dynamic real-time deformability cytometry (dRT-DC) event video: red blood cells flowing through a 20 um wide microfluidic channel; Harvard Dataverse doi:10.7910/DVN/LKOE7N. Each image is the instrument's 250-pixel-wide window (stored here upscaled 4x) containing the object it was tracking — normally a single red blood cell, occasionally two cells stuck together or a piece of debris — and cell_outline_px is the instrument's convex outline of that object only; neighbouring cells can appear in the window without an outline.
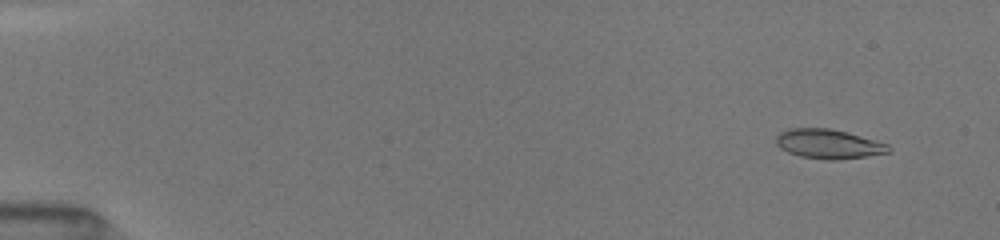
{"species": "common noctule bat (a hibernating species)", "species_latin": "Nyctalus noctula", "temperature_condition": "room temperature", "stored_images_in_passage": 7, "camera_frame_rate_fps": 3000, "um_per_image_px": 0.085, "animal": {"sex": "female", "body_mass_g": 19.5, "forearm_length_mm": 54.1}, "frame": {"image": 1, "passage_image": 2, "time_ms": 1.0, "image_size_px": [1000, 240], "cell_outline_px": [[892, 152], [840, 160], [828, 160], [800, 156], [788, 152], [780, 148], [776, 144], [776, 136], [780, 132], [788, 128], [832, 128], [848, 132], [888, 144], [892, 148]], "centroid_in_image_um": [70.44, 12.23], "position_along_channel_um": 14.6, "area_um2": 19.48}}
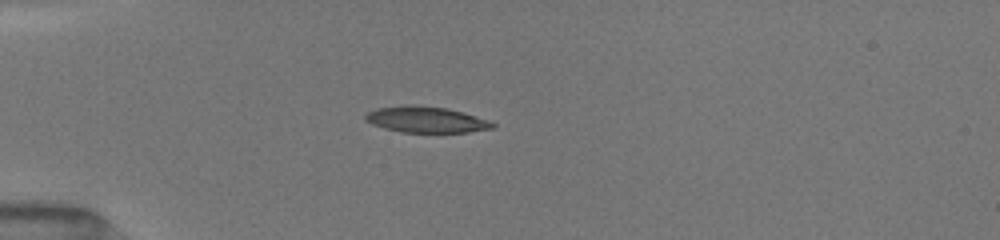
{"frame": {"image": 2, "passage_image": 6, "time_ms": 4.667, "image_size_px": [1000, 240], "cell_outline_px": [[496, 128], [468, 132], [400, 132], [384, 128], [372, 124], [364, 120], [364, 116], [368, 112], [376, 108], [444, 108], [460, 112], [488, 120], [496, 124]], "centroid_in_image_um": [36.26, 10.23], "position_along_channel_um": 48.7, "area_um2": 18.21}}